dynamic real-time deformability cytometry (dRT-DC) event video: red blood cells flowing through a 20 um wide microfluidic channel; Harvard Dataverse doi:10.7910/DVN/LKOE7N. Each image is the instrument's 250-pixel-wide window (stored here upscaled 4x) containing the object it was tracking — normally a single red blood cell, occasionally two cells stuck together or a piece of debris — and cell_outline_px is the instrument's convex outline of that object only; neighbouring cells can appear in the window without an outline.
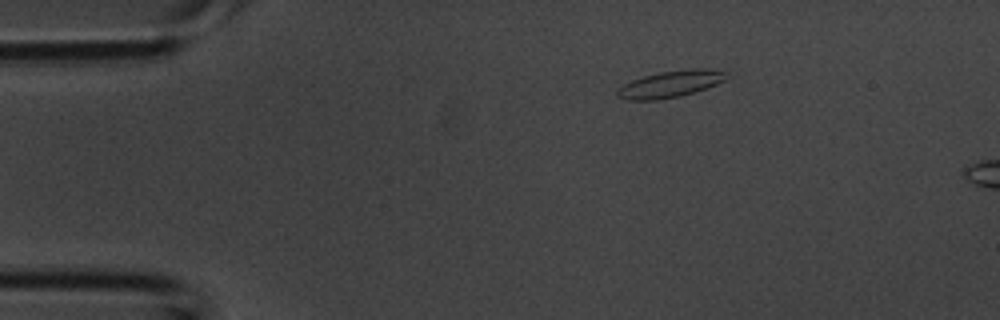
{"species": "common noctule bat (a hibernating species)", "species_latin": "Nyctalus noctula", "temperature_condition": "room temperature", "stored_images_in_passage": 2, "camera_frame_rate_fps": 3000, "um_per_image_px": 0.085, "animal": {"sex": "male", "body_mass_g": 20.1, "forearm_length_mm": 53.5}, "frame": {"image": 1, "passage_image": 1, "time_ms": 0.0, "image_size_px": [1000, 320], "cell_outline_px": [[724, 80], [716, 84], [680, 96], [656, 100], [628, 100], [616, 96], [616, 92], [624, 84], [632, 80], [644, 76], [660, 72], [688, 68], [708, 68], [724, 72]], "centroid_in_image_um": [56.93, 7.14], "position_along_channel_um": 28.1, "area_um2": 16.65}}